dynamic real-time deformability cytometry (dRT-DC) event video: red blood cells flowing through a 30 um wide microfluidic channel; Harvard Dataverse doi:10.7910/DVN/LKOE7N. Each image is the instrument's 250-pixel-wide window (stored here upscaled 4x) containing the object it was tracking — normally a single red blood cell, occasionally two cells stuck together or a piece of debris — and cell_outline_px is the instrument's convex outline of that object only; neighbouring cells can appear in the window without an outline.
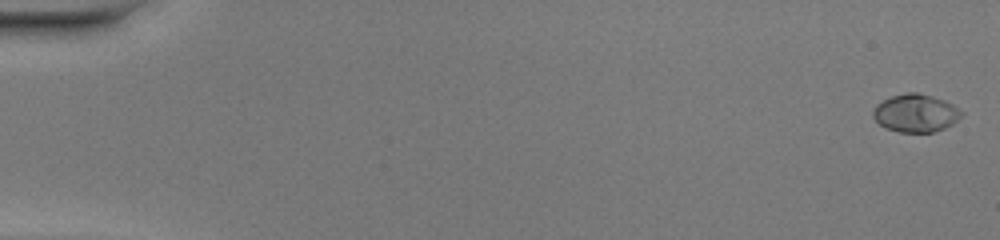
{"species": "common noctule bat (a hibernating species)", "species_latin": "Nyctalus noctula", "temperature_condition": "warm", "stored_images_in_passage": 50, "camera_frame_rate_fps": 3000, "um_per_image_px": 0.085, "animal": {"sex": "female", "body_mass_g": 20.0, "forearm_length_mm": 54.0}, "frame": {"image": 1, "passage_image": 1, "time_ms": 0.0, "image_size_px": [1000, 240], "cell_outline_px": [[964, 112], [952, 124], [944, 128], [932, 132], [900, 132], [884, 128], [872, 116], [872, 112], [876, 104], [892, 96], [908, 92], [916, 92], [932, 96], [944, 100], [952, 104]], "centroid_in_image_um": [77.81, 9.61], "position_along_channel_um": 7.2, "area_um2": 19.42}}
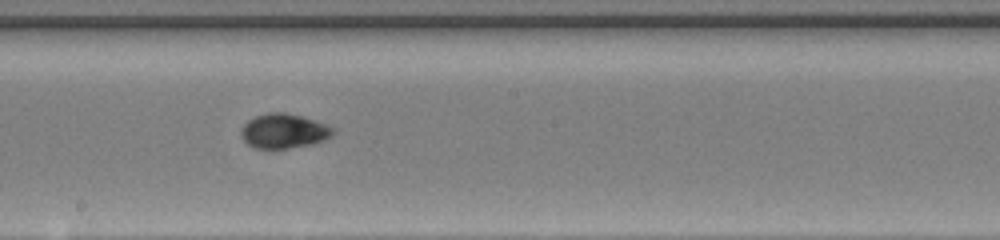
{"frame": {"image": 2, "passage_image": 29, "time_ms": 9.333, "image_size_px": [1000, 240], "cell_outline_px": [[336, 132], [332, 136], [324, 140], [312, 144], [288, 148], [256, 148], [248, 144], [240, 136], [240, 128], [248, 120], [256, 116], [268, 112], [284, 112], [304, 116], [336, 128]], "centroid_in_image_um": [24.14, 11.12], "position_along_channel_um": 224.1, "area_um2": 18.73}}
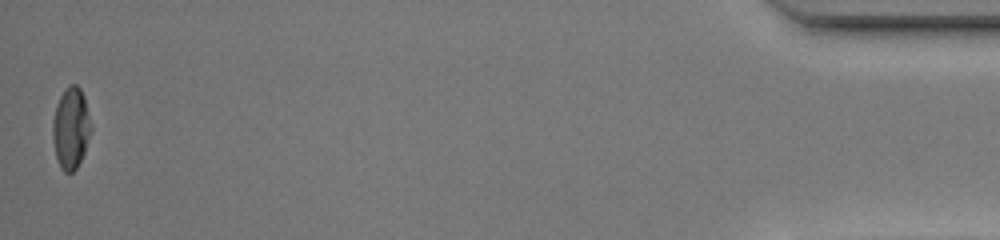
{"frame": {"image": 3, "passage_image": 50, "time_ms": 16.333, "image_size_px": [1000, 240], "cell_outline_px": [[92, 128], [84, 152], [76, 168], [72, 172], [64, 172], [60, 168], [56, 156], [52, 136], [52, 120], [56, 104], [64, 88], [68, 84], [76, 84], [80, 88], [84, 96], [92, 124]], "centroid_in_image_um": [6.02, 10.85], "position_along_channel_um": 429.2, "area_um2": 18.38}, "authors_computed_cell_mechanics": {"area_um2": 18.4382, "velocity_mm_per_s": 4.1861, "shape_relaxation_time_tau1_ms": 4.5852, "shape_relaxation_time_tau2_ms": null, "deformation_change_tau1": 0.2247, "deformation_change_tau2": null}}